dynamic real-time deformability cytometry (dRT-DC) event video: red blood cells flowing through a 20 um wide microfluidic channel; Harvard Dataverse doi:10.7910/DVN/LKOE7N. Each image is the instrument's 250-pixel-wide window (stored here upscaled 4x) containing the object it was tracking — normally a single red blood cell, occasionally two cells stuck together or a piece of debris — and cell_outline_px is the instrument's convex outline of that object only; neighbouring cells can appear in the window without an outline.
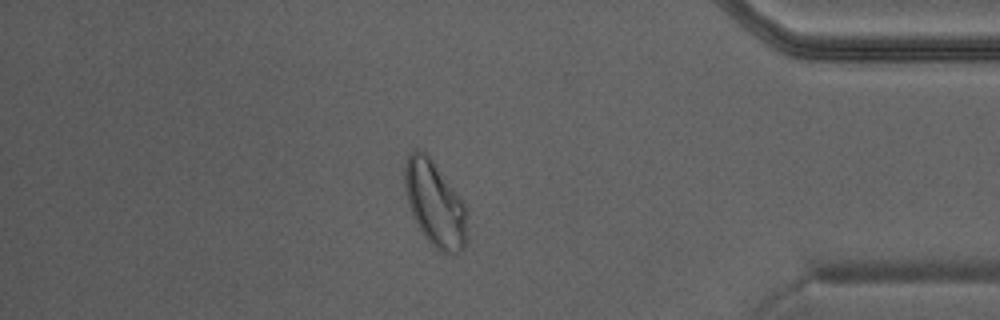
{"species": "Egyptian fruit bat (a non-hibernating species)", "species_latin": "Rousettus aegyptiacus", "temperature_condition": "warm", "stored_images_in_passage": 40, "camera_frame_rate_fps": 3000, "um_per_image_px": 0.085, "animal": {"sex": "male"}, "frame": {"image": 1, "passage_image": 34, "time_ms": 11.0, "image_size_px": [1000, 320], "cell_outline_px": [[468, 240], [464, 248], [456, 256], [440, 252], [424, 236], [408, 204], [404, 188], [404, 168], [408, 156], [416, 148], [424, 152], [428, 156], [468, 208]], "centroid_in_image_um": [37.01, 17.4], "position_along_channel_um": 398.2, "area_um2": 31.1}}